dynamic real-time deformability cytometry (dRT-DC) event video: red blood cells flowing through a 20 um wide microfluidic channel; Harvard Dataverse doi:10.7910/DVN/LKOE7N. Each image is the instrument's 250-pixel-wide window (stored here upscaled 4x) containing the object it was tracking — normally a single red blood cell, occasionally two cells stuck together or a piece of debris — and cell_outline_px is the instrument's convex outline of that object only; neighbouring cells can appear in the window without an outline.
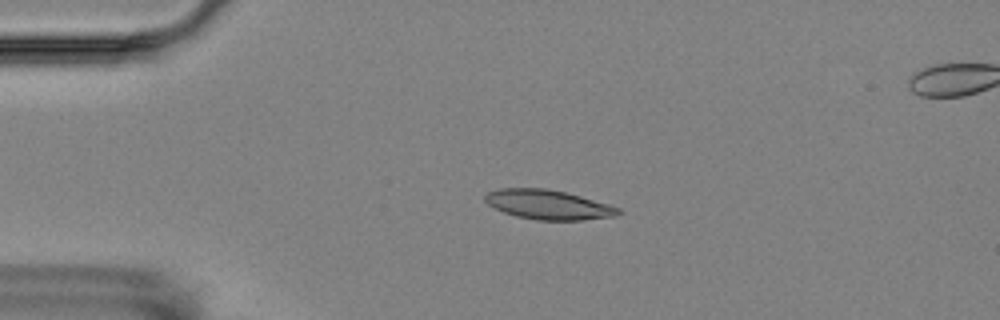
{"species": "Egyptian fruit bat (a non-hibernating species)", "species_latin": "Rousettus aegyptiacus", "temperature_condition": "room temperature", "stored_images_in_passage": 6, "camera_frame_rate_fps": 3000, "um_per_image_px": 0.085, "animal": {"sex": "female"}, "frame": {"image": 1, "passage_image": 4, "time_ms": 3.667, "image_size_px": [1000, 320], "cell_outline_px": [[624, 212], [616, 216], [584, 220], [536, 220], [516, 216], [504, 212], [488, 204], [484, 200], [484, 196], [488, 192], [500, 188], [544, 188], [564, 192], [580, 196], [608, 204], [620, 208]], "centroid_in_image_um": [46.62, 17.4], "position_along_channel_um": 38.4, "area_um2": 22.89}}